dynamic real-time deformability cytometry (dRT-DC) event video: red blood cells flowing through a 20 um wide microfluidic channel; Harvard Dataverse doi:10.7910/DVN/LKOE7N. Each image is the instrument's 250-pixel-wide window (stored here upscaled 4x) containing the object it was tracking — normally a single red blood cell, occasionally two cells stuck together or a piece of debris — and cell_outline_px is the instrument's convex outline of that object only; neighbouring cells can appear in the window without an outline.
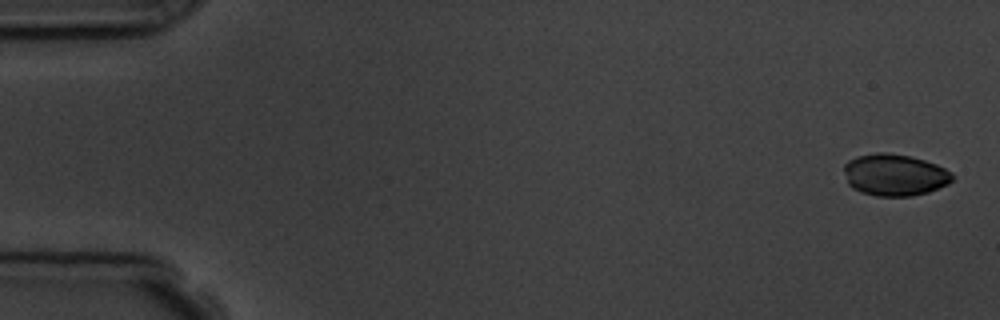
{"species": "common noctule bat (a hibernating species)", "species_latin": "Nyctalus noctula", "temperature_condition": "room temperature", "stored_images_in_passage": 4, "camera_frame_rate_fps": 3000, "um_per_image_px": 0.085, "animal": {"sex": "male", "body_mass_g": 19.5, "forearm_length_mm": 54.6}, "frame": {"image": 1, "passage_image": 1, "time_ms": 0.0, "image_size_px": [1000, 320], "cell_outline_px": [[952, 180], [948, 184], [928, 192], [912, 196], [876, 196], [860, 192], [852, 188], [848, 184], [844, 172], [844, 164], [848, 160], [856, 156], [876, 152], [888, 152], [912, 156], [936, 164], [952, 172]], "centroid_in_image_um": [76.02, 14.86], "position_along_channel_um": 9.0, "area_um2": 26.65}}